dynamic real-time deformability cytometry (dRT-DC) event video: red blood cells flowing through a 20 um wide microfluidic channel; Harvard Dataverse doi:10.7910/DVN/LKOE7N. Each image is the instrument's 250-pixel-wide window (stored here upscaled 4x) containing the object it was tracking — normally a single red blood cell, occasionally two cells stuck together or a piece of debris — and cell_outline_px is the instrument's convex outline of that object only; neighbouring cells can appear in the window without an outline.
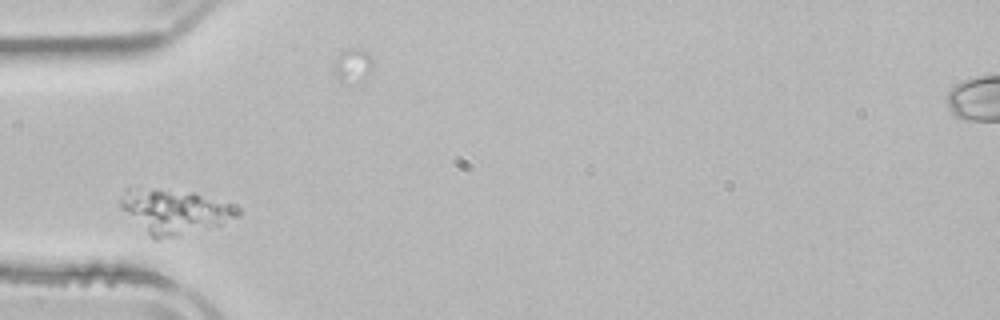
{"species": "common noctule bat (a hibernating species)", "species_latin": "Nyctalus noctula", "temperature_condition": "room temperature", "stored_images_in_passage": 2, "camera_frame_rate_fps": 3000, "um_per_image_px": 0.085, "animal": {"sex": "male", "body_mass_g": 21.5, "forearm_length_mm": 52.0}, "frame": {"image": 1, "passage_image": 1, "time_ms": 0.0, "image_size_px": [1000, 320], "cell_outline_px": [[240, 216], [220, 224], [176, 236], [156, 240], [152, 240], [120, 208], [120, 200], [124, 188], [136, 188], [192, 192], [236, 204], [240, 208]], "centroid_in_image_um": [14.83, 17.97], "position_along_channel_um": 70.2, "area_um2": 30.35}}
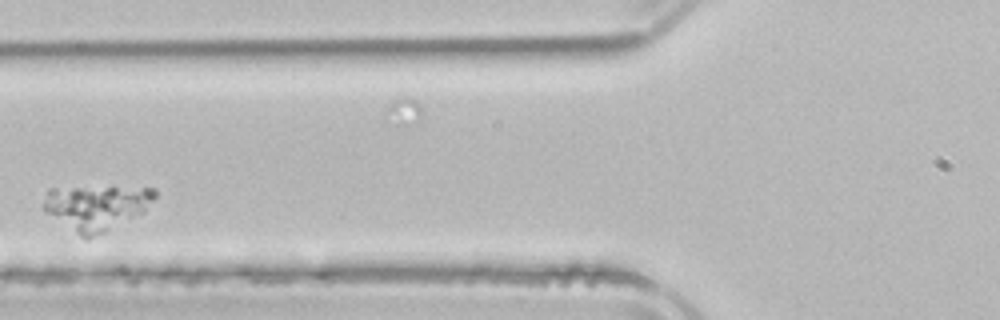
{"frame": {"image": 2, "passage_image": 2, "time_ms": 1.333, "image_size_px": [1000, 320], "cell_outline_px": [[156, 196], [144, 212], [88, 240], [84, 240], [44, 212], [44, 200], [48, 188], [156, 188]], "centroid_in_image_um": [8.15, 17.66], "position_along_channel_um": 117.6, "area_um2": 29.07}}